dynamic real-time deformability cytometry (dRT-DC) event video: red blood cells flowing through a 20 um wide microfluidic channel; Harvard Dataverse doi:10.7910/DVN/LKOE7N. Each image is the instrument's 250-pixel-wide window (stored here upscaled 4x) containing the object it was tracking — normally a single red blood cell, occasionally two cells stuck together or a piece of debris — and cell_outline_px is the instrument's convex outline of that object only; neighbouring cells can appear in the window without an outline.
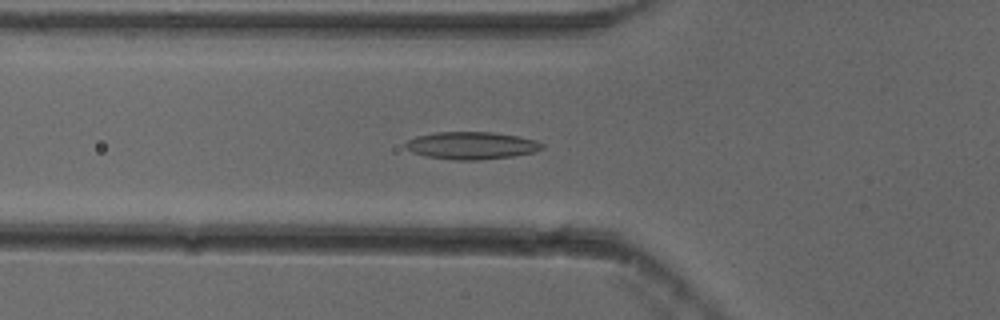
{"species": "common noctule bat (a hibernating species)", "species_latin": "Nyctalus noctula", "temperature_condition": "cold", "stored_images_in_passage": 53, "camera_frame_rate_fps": 3000, "um_per_image_px": 0.085, "animal": {"sex": "female"}, "frame": {"image": 1, "passage_image": 19, "time_ms": 6.0, "image_size_px": [1000, 320], "cell_outline_px": [[544, 148], [532, 152], [512, 156], [480, 160], [456, 160], [424, 156], [412, 152], [404, 148], [404, 144], [408, 140], [416, 136], [436, 132], [492, 132], [520, 136], [536, 140], [544, 144]], "centroid_in_image_um": [40.06, 12.36], "position_along_channel_um": 85.7, "area_um2": 21.96}}
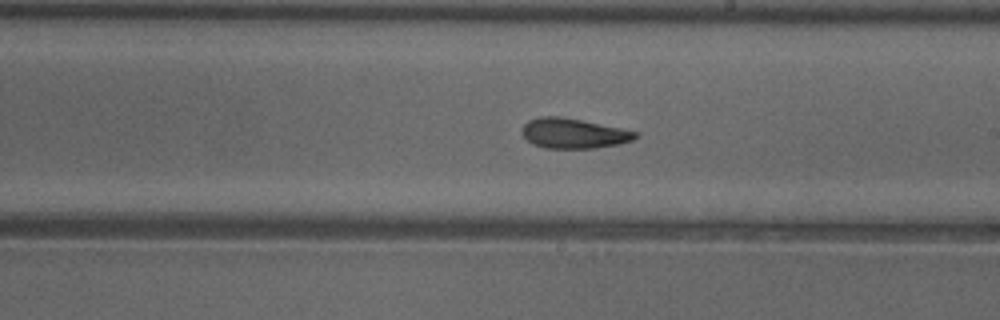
{"frame": {"image": 2, "passage_image": 31, "time_ms": 10.0, "image_size_px": [1000, 320], "cell_outline_px": [[640, 136], [632, 140], [620, 144], [596, 148], [544, 148], [532, 144], [520, 132], [520, 128], [528, 120], [540, 116], [560, 116], [620, 128], [636, 132]], "centroid_in_image_um": [48.71, 11.34], "position_along_channel_um": 240.3, "area_um2": 19.88}}
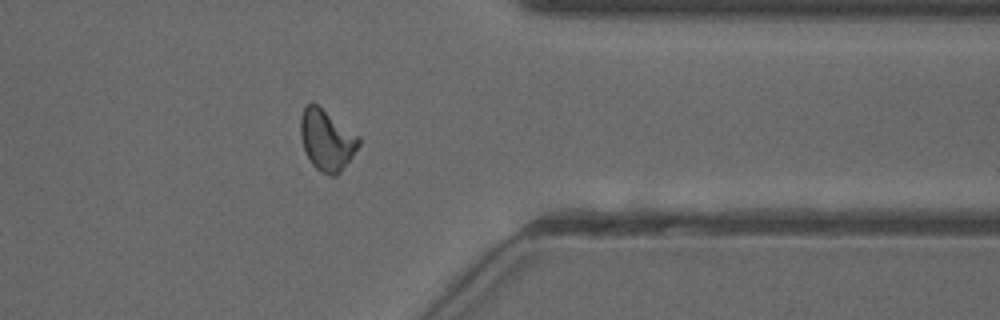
{"frame": {"image": 3, "passage_image": 43, "time_ms": 14.0, "image_size_px": [1000, 320], "cell_outline_px": [[360, 144], [352, 156], [340, 172], [336, 176], [332, 176], [320, 172], [312, 164], [304, 148], [300, 136], [300, 116], [304, 108], [308, 104], [316, 104], [360, 136]], "centroid_in_image_um": [27.77, 11.91], "position_along_channel_um": 383.6, "area_um2": 20.46}, "authors_computed_cell_mechanics": {"area_um2": 19.941, "velocity_mm_per_s": 3.8376, "shape_relaxation_time_tau1_ms": 6.4135, "shape_relaxation_time_tau2_ms": 2.4157, "deformation_change_tau1": 0.1707, "deformation_change_tau2": 0.0954}}